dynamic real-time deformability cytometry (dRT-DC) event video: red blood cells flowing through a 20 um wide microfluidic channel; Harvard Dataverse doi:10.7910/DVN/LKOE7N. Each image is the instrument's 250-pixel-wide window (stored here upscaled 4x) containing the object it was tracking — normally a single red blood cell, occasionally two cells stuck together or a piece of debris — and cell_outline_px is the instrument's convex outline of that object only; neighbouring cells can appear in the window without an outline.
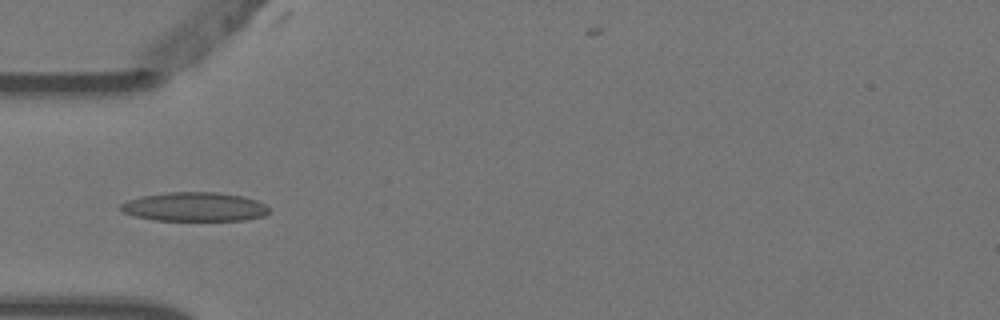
{"species": "Egyptian fruit bat (a non-hibernating species)", "species_latin": "Rousettus aegyptiacus", "temperature_condition": "warm", "stored_images_in_passage": 7, "camera_frame_rate_fps": 3000, "um_per_image_px": 0.085, "animal": {"sex": "female"}, "frame": {"image": 1, "passage_image": 5, "time_ms": 1.333, "image_size_px": [1000, 320], "cell_outline_px": [[268, 212], [264, 216], [244, 220], [156, 220], [136, 216], [124, 212], [120, 208], [120, 204], [128, 200], [140, 196], [164, 192], [216, 192], [240, 196], [256, 200], [264, 204], [268, 208]], "centroid_in_image_um": [16.52, 17.57], "position_along_channel_um": 68.5, "area_um2": 24.91}}
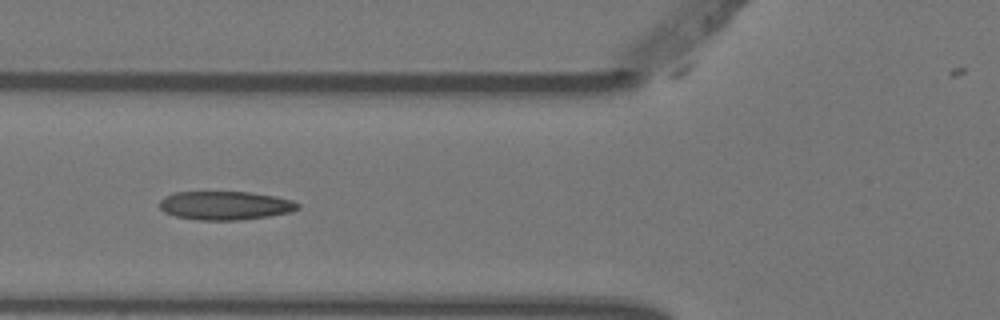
{"frame": {"image": 2, "passage_image": 6, "time_ms": 1.667, "image_size_px": [1000, 320], "cell_outline_px": [[300, 208], [292, 212], [268, 216], [236, 220], [200, 220], [176, 216], [164, 212], [160, 208], [160, 200], [164, 196], [176, 192], [252, 192], [276, 196], [292, 200], [300, 204]], "centroid_in_image_um": [19.17, 17.46], "position_along_channel_um": 106.6, "area_um2": 23.12}}
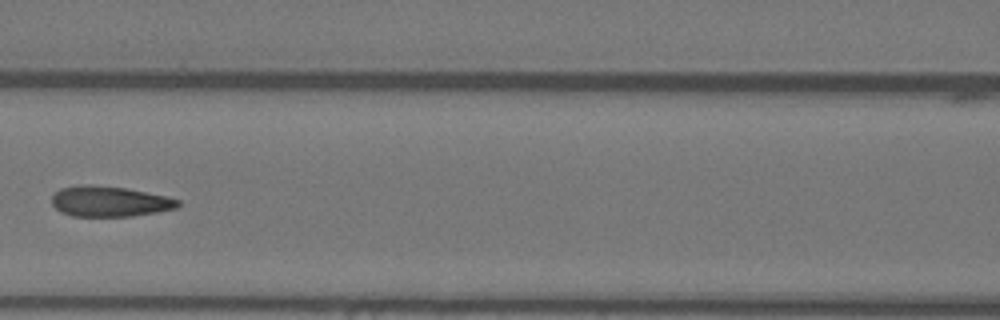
{"frame": {"image": 3, "passage_image": 7, "time_ms": 2.0, "image_size_px": [1000, 320], "cell_outline_px": [[180, 204], [176, 208], [156, 212], [132, 216], [72, 216], [60, 212], [52, 204], [52, 196], [60, 188], [80, 184], [88, 184], [124, 188], [164, 196], [180, 200]], "centroid_in_image_um": [9.27, 17.12], "position_along_channel_um": 157.3, "area_um2": 22.25}}